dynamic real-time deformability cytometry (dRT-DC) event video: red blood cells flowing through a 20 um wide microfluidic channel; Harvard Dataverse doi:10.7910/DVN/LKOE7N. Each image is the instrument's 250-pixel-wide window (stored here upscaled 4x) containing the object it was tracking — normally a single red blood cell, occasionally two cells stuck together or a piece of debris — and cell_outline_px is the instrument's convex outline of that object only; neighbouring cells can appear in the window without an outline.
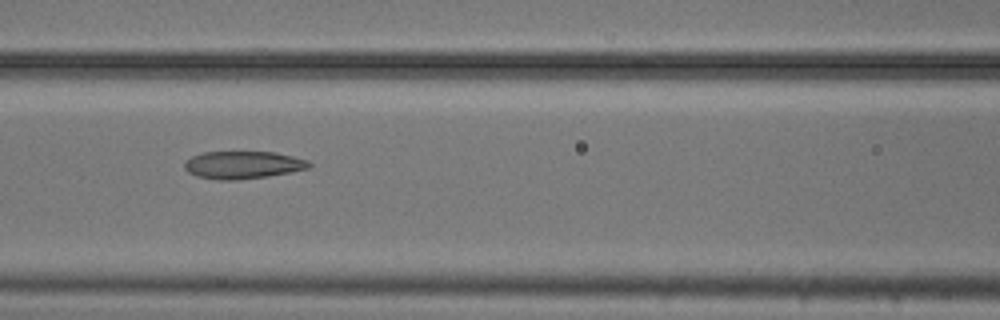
{"species": "common noctule bat (a hibernating species)", "species_latin": "Nyctalus noctula", "temperature_condition": "cold", "stored_images_in_passage": 8, "camera_frame_rate_fps": 3000, "um_per_image_px": 0.085, "animal": {"sex": "male", "body_mass_g": 20.5, "forearm_length_mm": 52.5}, "frame": {"image": 1, "passage_image": 6, "time_ms": 1.667, "image_size_px": [1000, 320], "cell_outline_px": [[312, 168], [292, 172], [268, 176], [236, 180], [220, 180], [196, 176], [188, 172], [184, 168], [184, 160], [192, 156], [204, 152], [276, 152], [308, 160], [312, 164]], "centroid_in_image_um": [20.66, 14.02], "position_along_channel_um": 145.9, "area_um2": 20.23}}
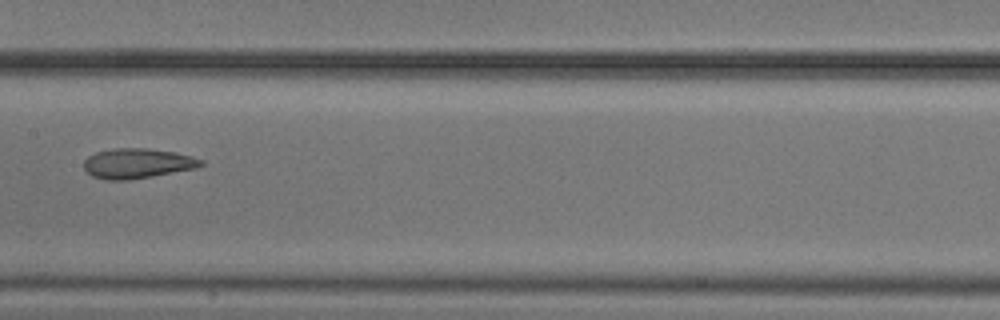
{"frame": {"image": 2, "passage_image": 7, "time_ms": 2.0, "image_size_px": [1000, 320], "cell_outline_px": [[204, 164], [196, 168], [152, 176], [128, 180], [104, 180], [92, 176], [84, 168], [84, 160], [88, 156], [96, 152], [112, 148], [148, 148], [176, 152], [192, 156], [204, 160]], "centroid_in_image_um": [11.68, 13.88], "position_along_channel_um": 195.7, "area_um2": 20.58}}
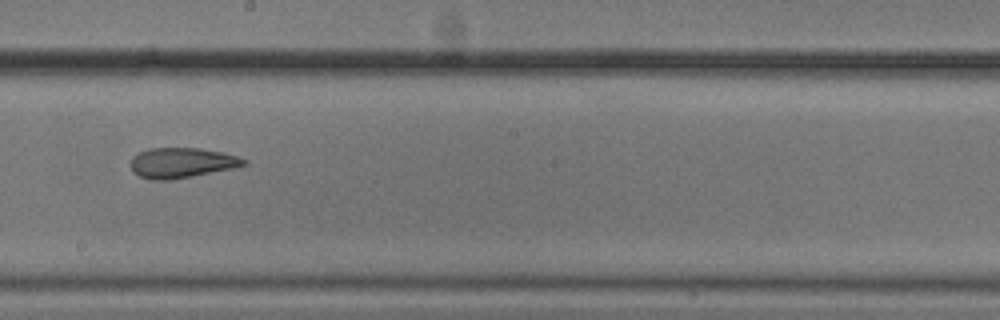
{"frame": {"image": 3, "passage_image": 8, "time_ms": 2.333, "image_size_px": [1000, 320], "cell_outline_px": [[248, 164], [232, 168], [192, 176], [168, 180], [152, 180], [140, 176], [132, 172], [128, 164], [132, 156], [148, 148], [200, 148], [224, 152], [248, 160]], "centroid_in_image_um": [15.4, 13.83], "position_along_channel_um": 232.8, "area_um2": 20.06}}